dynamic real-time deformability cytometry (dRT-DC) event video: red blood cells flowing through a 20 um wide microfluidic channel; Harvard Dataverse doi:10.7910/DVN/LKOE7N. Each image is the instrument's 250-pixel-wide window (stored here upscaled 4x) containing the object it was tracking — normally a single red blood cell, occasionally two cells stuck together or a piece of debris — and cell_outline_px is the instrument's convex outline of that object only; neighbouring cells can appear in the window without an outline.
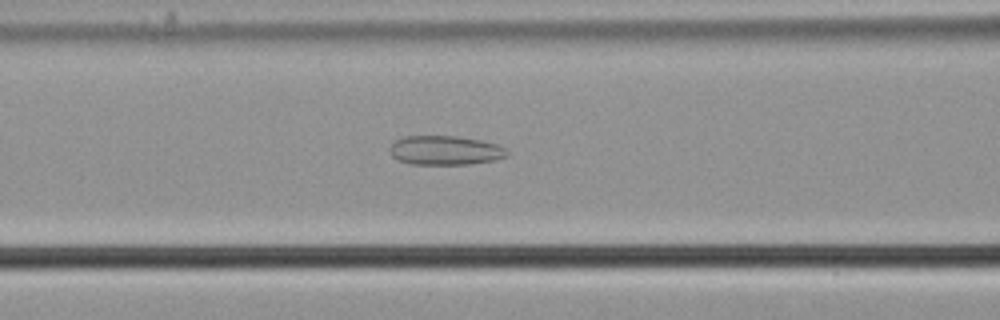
{"species": "common noctule bat (a hibernating species)", "species_latin": "Nyctalus noctula", "temperature_condition": "cold", "stored_images_in_passage": 53, "camera_frame_rate_fps": 3000, "um_per_image_px": 0.085, "animal": {"sex": "male", "body_mass_g": 21.5, "forearm_length_mm": 52.0}, "frame": {"image": 1, "passage_image": 22, "time_ms": 7.0, "image_size_px": [1000, 320], "cell_outline_px": [[508, 156], [496, 160], [468, 164], [412, 164], [400, 160], [392, 156], [388, 148], [396, 140], [404, 136], [456, 136], [480, 140], [496, 144], [504, 148], [508, 152]], "centroid_in_image_um": [37.84, 12.78], "position_along_channel_um": 128.8, "area_um2": 19.88}}
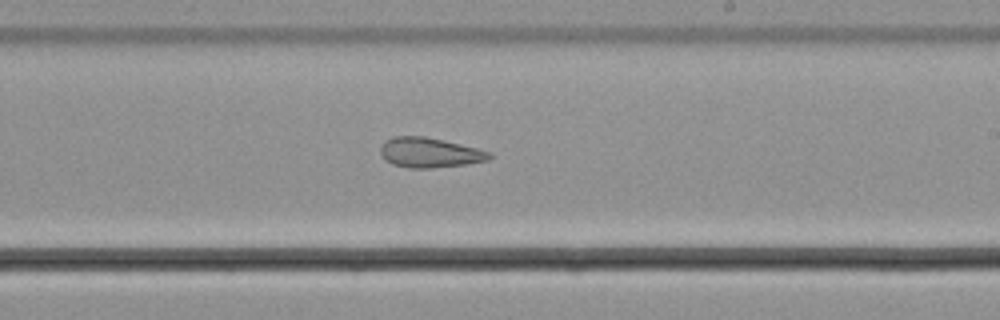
{"frame": {"image": 2, "passage_image": 32, "time_ms": 10.333, "image_size_px": [1000, 320], "cell_outline_px": [[492, 156], [488, 160], [468, 164], [432, 168], [408, 168], [392, 164], [380, 152], [380, 144], [384, 140], [392, 136], [424, 136], [444, 140], [492, 152]], "centroid_in_image_um": [36.51, 12.96], "position_along_channel_um": 252.5, "area_um2": 19.07}}
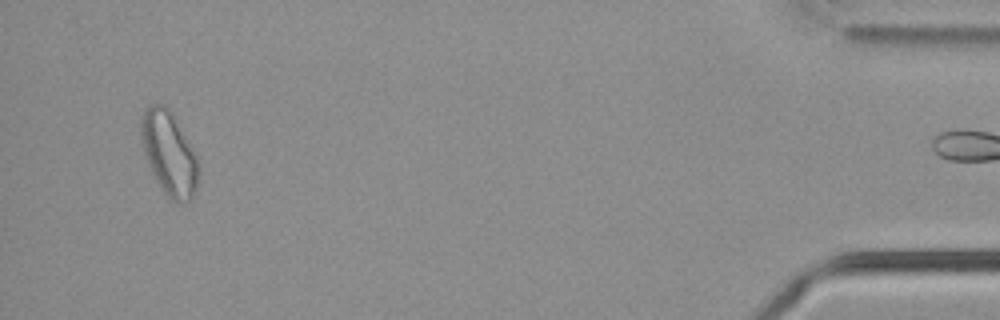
{"frame": {"image": 3, "passage_image": 52, "time_ms": 17.0, "image_size_px": [1000, 320], "cell_outline_px": [[200, 180], [192, 196], [188, 200], [172, 200], [160, 188], [144, 156], [140, 132], [140, 116], [148, 104], [164, 104], [172, 112], [200, 168]], "centroid_in_image_um": [14.32, 13.0], "position_along_channel_um": 420.9, "area_um2": 27.63}, "authors_computed_cell_mechanics": {"area_um2": 23.4668, "velocity_mm_per_s": 3.7189, "shape_relaxation_time_tau1_ms": null, "shape_relaxation_time_tau2_ms": 2.8292, "deformation_change_tau1": null, "deformation_change_tau2": 0.0932}}